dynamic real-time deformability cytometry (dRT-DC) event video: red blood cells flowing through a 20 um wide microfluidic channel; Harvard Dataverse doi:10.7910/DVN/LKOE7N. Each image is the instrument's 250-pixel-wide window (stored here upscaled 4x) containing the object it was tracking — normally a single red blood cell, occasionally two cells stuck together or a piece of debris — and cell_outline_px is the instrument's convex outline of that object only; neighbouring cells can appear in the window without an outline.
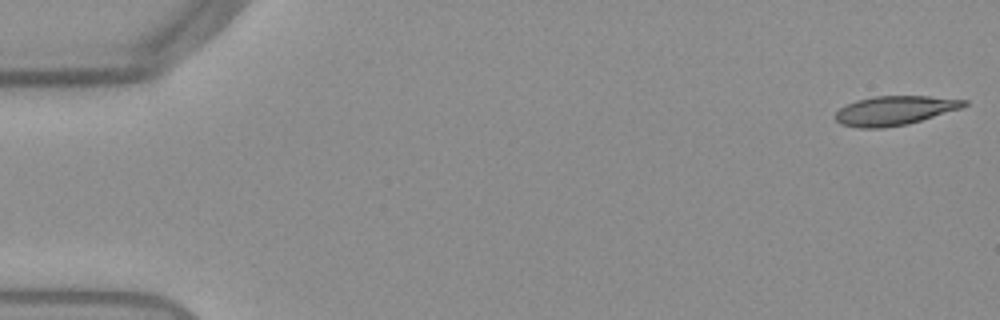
{"species": "Egyptian fruit bat (a non-hibernating species)", "species_latin": "Rousettus aegyptiacus", "temperature_condition": "warm", "stored_images_in_passage": 52, "camera_frame_rate_fps": 3000, "um_per_image_px": 0.085, "frame": {"image": 1, "passage_image": 1, "time_ms": 0.0, "image_size_px": [1000, 320], "cell_outline_px": [[968, 104], [960, 108], [908, 124], [884, 128], [856, 128], [840, 124], [836, 120], [836, 112], [840, 108], [856, 100], [872, 96], [928, 96], [968, 100]], "centroid_in_image_um": [76.02, 9.4], "position_along_channel_um": 9.0, "area_um2": 21.85}}
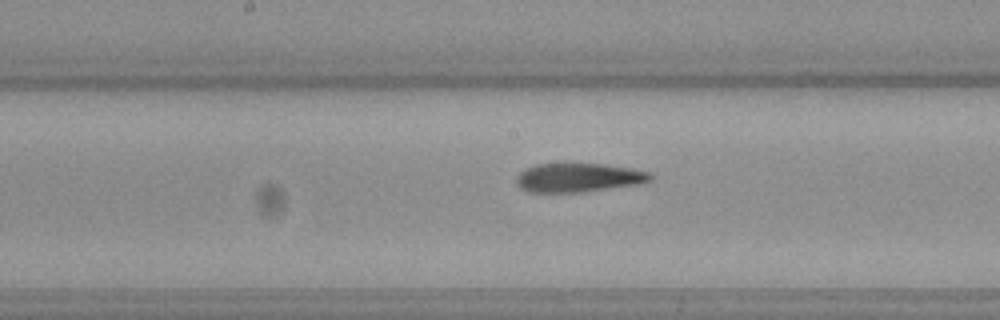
{"frame": {"image": 2, "passage_image": 27, "time_ms": 8.667, "image_size_px": [1000, 320], "cell_outline_px": [[652, 180], [640, 184], [584, 192], [528, 192], [520, 188], [516, 184], [516, 176], [520, 172], [536, 164], [568, 160], [572, 160], [604, 164], [632, 168], [648, 172], [652, 176]], "centroid_in_image_um": [49.14, 15.05], "position_along_channel_um": 199.1, "area_um2": 23.64}}
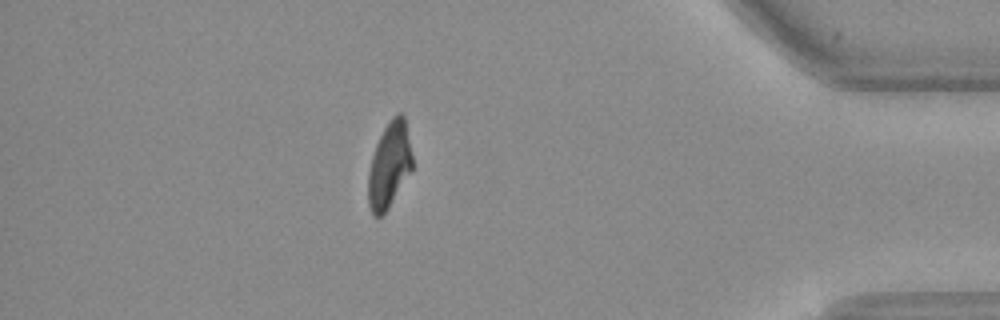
{"frame": {"image": 3, "passage_image": 46, "time_ms": 15.0, "image_size_px": [1000, 320], "cell_outline_px": [[412, 172], [388, 208], [380, 216], [372, 216], [368, 204], [368, 172], [372, 156], [376, 144], [384, 128], [392, 116], [396, 112], [400, 112], [404, 116], [412, 156]], "centroid_in_image_um": [33.09, 14.05], "position_along_channel_um": 402.1, "area_um2": 22.08}, "authors_computed_cell_mechanics": {"area_um2": 22.8888, "velocity_mm_per_s": 3.8553, "shape_relaxation_time_tau1_ms": 7.8899, "shape_relaxation_time_tau2_ms": 3.0115, "deformation_change_tau1": 0.2571, "deformation_change_tau2": 0.126}}